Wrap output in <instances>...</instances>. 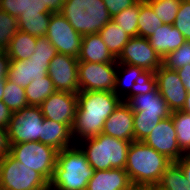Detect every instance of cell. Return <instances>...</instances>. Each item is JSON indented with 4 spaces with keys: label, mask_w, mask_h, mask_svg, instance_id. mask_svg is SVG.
<instances>
[{
    "label": "cell",
    "mask_w": 190,
    "mask_h": 190,
    "mask_svg": "<svg viewBox=\"0 0 190 190\" xmlns=\"http://www.w3.org/2000/svg\"><path fill=\"white\" fill-rule=\"evenodd\" d=\"M79 62L118 63L108 50L99 33L84 35L78 57Z\"/></svg>",
    "instance_id": "cell-20"
},
{
    "label": "cell",
    "mask_w": 190,
    "mask_h": 190,
    "mask_svg": "<svg viewBox=\"0 0 190 190\" xmlns=\"http://www.w3.org/2000/svg\"><path fill=\"white\" fill-rule=\"evenodd\" d=\"M143 142L172 162H177L185 154L177 142L171 116L161 120Z\"/></svg>",
    "instance_id": "cell-13"
},
{
    "label": "cell",
    "mask_w": 190,
    "mask_h": 190,
    "mask_svg": "<svg viewBox=\"0 0 190 190\" xmlns=\"http://www.w3.org/2000/svg\"><path fill=\"white\" fill-rule=\"evenodd\" d=\"M35 48L30 60L51 61L57 54L56 48L46 37L37 38Z\"/></svg>",
    "instance_id": "cell-39"
},
{
    "label": "cell",
    "mask_w": 190,
    "mask_h": 190,
    "mask_svg": "<svg viewBox=\"0 0 190 190\" xmlns=\"http://www.w3.org/2000/svg\"><path fill=\"white\" fill-rule=\"evenodd\" d=\"M162 24V21L154 13L151 6L145 0H140L138 36L148 39Z\"/></svg>",
    "instance_id": "cell-29"
},
{
    "label": "cell",
    "mask_w": 190,
    "mask_h": 190,
    "mask_svg": "<svg viewBox=\"0 0 190 190\" xmlns=\"http://www.w3.org/2000/svg\"><path fill=\"white\" fill-rule=\"evenodd\" d=\"M182 111L190 114V92L187 94L186 101L182 108Z\"/></svg>",
    "instance_id": "cell-49"
},
{
    "label": "cell",
    "mask_w": 190,
    "mask_h": 190,
    "mask_svg": "<svg viewBox=\"0 0 190 190\" xmlns=\"http://www.w3.org/2000/svg\"><path fill=\"white\" fill-rule=\"evenodd\" d=\"M111 17L135 5L139 0H103Z\"/></svg>",
    "instance_id": "cell-40"
},
{
    "label": "cell",
    "mask_w": 190,
    "mask_h": 190,
    "mask_svg": "<svg viewBox=\"0 0 190 190\" xmlns=\"http://www.w3.org/2000/svg\"><path fill=\"white\" fill-rule=\"evenodd\" d=\"M155 76L158 92L166 101L169 110L171 112L182 110L188 92L177 71L162 65L155 71Z\"/></svg>",
    "instance_id": "cell-15"
},
{
    "label": "cell",
    "mask_w": 190,
    "mask_h": 190,
    "mask_svg": "<svg viewBox=\"0 0 190 190\" xmlns=\"http://www.w3.org/2000/svg\"><path fill=\"white\" fill-rule=\"evenodd\" d=\"M173 125L176 130L177 142L186 154L190 150V114L179 110L171 112Z\"/></svg>",
    "instance_id": "cell-30"
},
{
    "label": "cell",
    "mask_w": 190,
    "mask_h": 190,
    "mask_svg": "<svg viewBox=\"0 0 190 190\" xmlns=\"http://www.w3.org/2000/svg\"><path fill=\"white\" fill-rule=\"evenodd\" d=\"M52 188L50 187V186H48L46 189H44V190H51Z\"/></svg>",
    "instance_id": "cell-51"
},
{
    "label": "cell",
    "mask_w": 190,
    "mask_h": 190,
    "mask_svg": "<svg viewBox=\"0 0 190 190\" xmlns=\"http://www.w3.org/2000/svg\"><path fill=\"white\" fill-rule=\"evenodd\" d=\"M118 61V66L129 64L153 72L162 66V59L150 45L149 40L140 36L130 38L117 58Z\"/></svg>",
    "instance_id": "cell-11"
},
{
    "label": "cell",
    "mask_w": 190,
    "mask_h": 190,
    "mask_svg": "<svg viewBox=\"0 0 190 190\" xmlns=\"http://www.w3.org/2000/svg\"><path fill=\"white\" fill-rule=\"evenodd\" d=\"M156 86L155 72L144 70L143 73L135 81V84L132 87V93L129 95V97L126 98V101L128 98H132L138 94L148 93L149 91H152Z\"/></svg>",
    "instance_id": "cell-38"
},
{
    "label": "cell",
    "mask_w": 190,
    "mask_h": 190,
    "mask_svg": "<svg viewBox=\"0 0 190 190\" xmlns=\"http://www.w3.org/2000/svg\"><path fill=\"white\" fill-rule=\"evenodd\" d=\"M57 153L54 147L42 142H21L13 144L10 156L17 162L38 172L50 183L57 163Z\"/></svg>",
    "instance_id": "cell-6"
},
{
    "label": "cell",
    "mask_w": 190,
    "mask_h": 190,
    "mask_svg": "<svg viewBox=\"0 0 190 190\" xmlns=\"http://www.w3.org/2000/svg\"><path fill=\"white\" fill-rule=\"evenodd\" d=\"M163 24L172 25L176 19L181 0H145Z\"/></svg>",
    "instance_id": "cell-33"
},
{
    "label": "cell",
    "mask_w": 190,
    "mask_h": 190,
    "mask_svg": "<svg viewBox=\"0 0 190 190\" xmlns=\"http://www.w3.org/2000/svg\"><path fill=\"white\" fill-rule=\"evenodd\" d=\"M54 92H56V89L49 75L32 80L25 88L26 100L29 106H40Z\"/></svg>",
    "instance_id": "cell-26"
},
{
    "label": "cell",
    "mask_w": 190,
    "mask_h": 190,
    "mask_svg": "<svg viewBox=\"0 0 190 190\" xmlns=\"http://www.w3.org/2000/svg\"><path fill=\"white\" fill-rule=\"evenodd\" d=\"M78 58L57 53L50 61L48 75L56 91L79 93Z\"/></svg>",
    "instance_id": "cell-12"
},
{
    "label": "cell",
    "mask_w": 190,
    "mask_h": 190,
    "mask_svg": "<svg viewBox=\"0 0 190 190\" xmlns=\"http://www.w3.org/2000/svg\"><path fill=\"white\" fill-rule=\"evenodd\" d=\"M73 138L71 128L67 124L58 123L44 118L40 142L61 151L70 147Z\"/></svg>",
    "instance_id": "cell-22"
},
{
    "label": "cell",
    "mask_w": 190,
    "mask_h": 190,
    "mask_svg": "<svg viewBox=\"0 0 190 190\" xmlns=\"http://www.w3.org/2000/svg\"><path fill=\"white\" fill-rule=\"evenodd\" d=\"M49 183L10 155L0 161V190H44Z\"/></svg>",
    "instance_id": "cell-7"
},
{
    "label": "cell",
    "mask_w": 190,
    "mask_h": 190,
    "mask_svg": "<svg viewBox=\"0 0 190 190\" xmlns=\"http://www.w3.org/2000/svg\"><path fill=\"white\" fill-rule=\"evenodd\" d=\"M190 64V41H186L177 50L171 51L162 60V65L168 69L179 70Z\"/></svg>",
    "instance_id": "cell-35"
},
{
    "label": "cell",
    "mask_w": 190,
    "mask_h": 190,
    "mask_svg": "<svg viewBox=\"0 0 190 190\" xmlns=\"http://www.w3.org/2000/svg\"><path fill=\"white\" fill-rule=\"evenodd\" d=\"M171 163L166 156L143 141H132L124 169L132 184L156 186Z\"/></svg>",
    "instance_id": "cell-2"
},
{
    "label": "cell",
    "mask_w": 190,
    "mask_h": 190,
    "mask_svg": "<svg viewBox=\"0 0 190 190\" xmlns=\"http://www.w3.org/2000/svg\"><path fill=\"white\" fill-rule=\"evenodd\" d=\"M2 101L12 113L21 111L29 106L26 100L25 88L16 85L7 78L5 80V90Z\"/></svg>",
    "instance_id": "cell-32"
},
{
    "label": "cell",
    "mask_w": 190,
    "mask_h": 190,
    "mask_svg": "<svg viewBox=\"0 0 190 190\" xmlns=\"http://www.w3.org/2000/svg\"><path fill=\"white\" fill-rule=\"evenodd\" d=\"M151 190H158L156 186H151Z\"/></svg>",
    "instance_id": "cell-50"
},
{
    "label": "cell",
    "mask_w": 190,
    "mask_h": 190,
    "mask_svg": "<svg viewBox=\"0 0 190 190\" xmlns=\"http://www.w3.org/2000/svg\"><path fill=\"white\" fill-rule=\"evenodd\" d=\"M18 30L17 18L0 10V47L3 50L9 47L10 41Z\"/></svg>",
    "instance_id": "cell-36"
},
{
    "label": "cell",
    "mask_w": 190,
    "mask_h": 190,
    "mask_svg": "<svg viewBox=\"0 0 190 190\" xmlns=\"http://www.w3.org/2000/svg\"><path fill=\"white\" fill-rule=\"evenodd\" d=\"M52 13H22L18 29L37 38L45 37Z\"/></svg>",
    "instance_id": "cell-25"
},
{
    "label": "cell",
    "mask_w": 190,
    "mask_h": 190,
    "mask_svg": "<svg viewBox=\"0 0 190 190\" xmlns=\"http://www.w3.org/2000/svg\"><path fill=\"white\" fill-rule=\"evenodd\" d=\"M120 65L125 66V68H127V69H125V71H126L125 74L127 73L125 78L127 79L129 77V80H131V81H127V82L123 81V82H125V85L127 83L128 86H131V89H132V87L135 84V81L143 73L144 69L134 66V65H129V64H120Z\"/></svg>",
    "instance_id": "cell-43"
},
{
    "label": "cell",
    "mask_w": 190,
    "mask_h": 190,
    "mask_svg": "<svg viewBox=\"0 0 190 190\" xmlns=\"http://www.w3.org/2000/svg\"><path fill=\"white\" fill-rule=\"evenodd\" d=\"M118 63H78V84L80 91H107L114 92L123 82L117 75L113 66Z\"/></svg>",
    "instance_id": "cell-8"
},
{
    "label": "cell",
    "mask_w": 190,
    "mask_h": 190,
    "mask_svg": "<svg viewBox=\"0 0 190 190\" xmlns=\"http://www.w3.org/2000/svg\"><path fill=\"white\" fill-rule=\"evenodd\" d=\"M148 40L162 60L169 52L177 50L186 42L184 36L173 25L169 24L160 25Z\"/></svg>",
    "instance_id": "cell-21"
},
{
    "label": "cell",
    "mask_w": 190,
    "mask_h": 190,
    "mask_svg": "<svg viewBox=\"0 0 190 190\" xmlns=\"http://www.w3.org/2000/svg\"><path fill=\"white\" fill-rule=\"evenodd\" d=\"M11 147L8 129L0 126V161L10 154Z\"/></svg>",
    "instance_id": "cell-42"
},
{
    "label": "cell",
    "mask_w": 190,
    "mask_h": 190,
    "mask_svg": "<svg viewBox=\"0 0 190 190\" xmlns=\"http://www.w3.org/2000/svg\"><path fill=\"white\" fill-rule=\"evenodd\" d=\"M185 38L190 41V0H181V4L172 24Z\"/></svg>",
    "instance_id": "cell-37"
},
{
    "label": "cell",
    "mask_w": 190,
    "mask_h": 190,
    "mask_svg": "<svg viewBox=\"0 0 190 190\" xmlns=\"http://www.w3.org/2000/svg\"><path fill=\"white\" fill-rule=\"evenodd\" d=\"M10 61L11 60L7 55L6 50H3L0 53V100L3 99L4 90H5V80L7 77Z\"/></svg>",
    "instance_id": "cell-41"
},
{
    "label": "cell",
    "mask_w": 190,
    "mask_h": 190,
    "mask_svg": "<svg viewBox=\"0 0 190 190\" xmlns=\"http://www.w3.org/2000/svg\"><path fill=\"white\" fill-rule=\"evenodd\" d=\"M11 116L12 112L9 110L7 105L0 100V126L8 129Z\"/></svg>",
    "instance_id": "cell-44"
},
{
    "label": "cell",
    "mask_w": 190,
    "mask_h": 190,
    "mask_svg": "<svg viewBox=\"0 0 190 190\" xmlns=\"http://www.w3.org/2000/svg\"><path fill=\"white\" fill-rule=\"evenodd\" d=\"M49 64L50 61L11 60L6 78L16 85L26 88L32 80L48 75Z\"/></svg>",
    "instance_id": "cell-17"
},
{
    "label": "cell",
    "mask_w": 190,
    "mask_h": 190,
    "mask_svg": "<svg viewBox=\"0 0 190 190\" xmlns=\"http://www.w3.org/2000/svg\"><path fill=\"white\" fill-rule=\"evenodd\" d=\"M0 10L16 18L22 13H51L40 0H0Z\"/></svg>",
    "instance_id": "cell-27"
},
{
    "label": "cell",
    "mask_w": 190,
    "mask_h": 190,
    "mask_svg": "<svg viewBox=\"0 0 190 190\" xmlns=\"http://www.w3.org/2000/svg\"><path fill=\"white\" fill-rule=\"evenodd\" d=\"M51 13H60L65 0H40Z\"/></svg>",
    "instance_id": "cell-46"
},
{
    "label": "cell",
    "mask_w": 190,
    "mask_h": 190,
    "mask_svg": "<svg viewBox=\"0 0 190 190\" xmlns=\"http://www.w3.org/2000/svg\"><path fill=\"white\" fill-rule=\"evenodd\" d=\"M60 13L82 36L99 33L112 19L103 0H65Z\"/></svg>",
    "instance_id": "cell-4"
},
{
    "label": "cell",
    "mask_w": 190,
    "mask_h": 190,
    "mask_svg": "<svg viewBox=\"0 0 190 190\" xmlns=\"http://www.w3.org/2000/svg\"><path fill=\"white\" fill-rule=\"evenodd\" d=\"M37 37L18 30L6 49L10 60L30 59L35 51Z\"/></svg>",
    "instance_id": "cell-23"
},
{
    "label": "cell",
    "mask_w": 190,
    "mask_h": 190,
    "mask_svg": "<svg viewBox=\"0 0 190 190\" xmlns=\"http://www.w3.org/2000/svg\"><path fill=\"white\" fill-rule=\"evenodd\" d=\"M131 185L125 169L95 170L87 190H128Z\"/></svg>",
    "instance_id": "cell-18"
},
{
    "label": "cell",
    "mask_w": 190,
    "mask_h": 190,
    "mask_svg": "<svg viewBox=\"0 0 190 190\" xmlns=\"http://www.w3.org/2000/svg\"><path fill=\"white\" fill-rule=\"evenodd\" d=\"M140 13V0L133 6L128 7L112 17L125 33L131 37L138 36V17Z\"/></svg>",
    "instance_id": "cell-31"
},
{
    "label": "cell",
    "mask_w": 190,
    "mask_h": 190,
    "mask_svg": "<svg viewBox=\"0 0 190 190\" xmlns=\"http://www.w3.org/2000/svg\"><path fill=\"white\" fill-rule=\"evenodd\" d=\"M93 172L82 148H65L57 153V163L49 186L56 190H87Z\"/></svg>",
    "instance_id": "cell-3"
},
{
    "label": "cell",
    "mask_w": 190,
    "mask_h": 190,
    "mask_svg": "<svg viewBox=\"0 0 190 190\" xmlns=\"http://www.w3.org/2000/svg\"><path fill=\"white\" fill-rule=\"evenodd\" d=\"M77 97L78 106L71 133L85 139L102 133L105 120L122 101L114 92L107 91H80Z\"/></svg>",
    "instance_id": "cell-1"
},
{
    "label": "cell",
    "mask_w": 190,
    "mask_h": 190,
    "mask_svg": "<svg viewBox=\"0 0 190 190\" xmlns=\"http://www.w3.org/2000/svg\"><path fill=\"white\" fill-rule=\"evenodd\" d=\"M179 78L183 82L184 87L186 88L187 92H190V64L183 66L181 69L176 70Z\"/></svg>",
    "instance_id": "cell-47"
},
{
    "label": "cell",
    "mask_w": 190,
    "mask_h": 190,
    "mask_svg": "<svg viewBox=\"0 0 190 190\" xmlns=\"http://www.w3.org/2000/svg\"><path fill=\"white\" fill-rule=\"evenodd\" d=\"M103 42L108 50L117 59L122 52L123 47L130 40L131 36L124 32L118 24L111 19L100 31Z\"/></svg>",
    "instance_id": "cell-24"
},
{
    "label": "cell",
    "mask_w": 190,
    "mask_h": 190,
    "mask_svg": "<svg viewBox=\"0 0 190 190\" xmlns=\"http://www.w3.org/2000/svg\"><path fill=\"white\" fill-rule=\"evenodd\" d=\"M103 134L126 141H134L133 111L121 101L114 112L105 120Z\"/></svg>",
    "instance_id": "cell-16"
},
{
    "label": "cell",
    "mask_w": 190,
    "mask_h": 190,
    "mask_svg": "<svg viewBox=\"0 0 190 190\" xmlns=\"http://www.w3.org/2000/svg\"><path fill=\"white\" fill-rule=\"evenodd\" d=\"M128 190H151V185H136L132 184Z\"/></svg>",
    "instance_id": "cell-48"
},
{
    "label": "cell",
    "mask_w": 190,
    "mask_h": 190,
    "mask_svg": "<svg viewBox=\"0 0 190 190\" xmlns=\"http://www.w3.org/2000/svg\"><path fill=\"white\" fill-rule=\"evenodd\" d=\"M133 113H151L158 114L162 119L171 115L166 101L158 92L157 86L148 93L138 94L125 101Z\"/></svg>",
    "instance_id": "cell-19"
},
{
    "label": "cell",
    "mask_w": 190,
    "mask_h": 190,
    "mask_svg": "<svg viewBox=\"0 0 190 190\" xmlns=\"http://www.w3.org/2000/svg\"><path fill=\"white\" fill-rule=\"evenodd\" d=\"M87 150L82 149L91 167L95 170L124 169L130 141L120 140L103 133L85 139Z\"/></svg>",
    "instance_id": "cell-5"
},
{
    "label": "cell",
    "mask_w": 190,
    "mask_h": 190,
    "mask_svg": "<svg viewBox=\"0 0 190 190\" xmlns=\"http://www.w3.org/2000/svg\"><path fill=\"white\" fill-rule=\"evenodd\" d=\"M134 116V141H143L163 120L158 114L133 113Z\"/></svg>",
    "instance_id": "cell-34"
},
{
    "label": "cell",
    "mask_w": 190,
    "mask_h": 190,
    "mask_svg": "<svg viewBox=\"0 0 190 190\" xmlns=\"http://www.w3.org/2000/svg\"><path fill=\"white\" fill-rule=\"evenodd\" d=\"M158 190H190L181 167L172 162L156 185Z\"/></svg>",
    "instance_id": "cell-28"
},
{
    "label": "cell",
    "mask_w": 190,
    "mask_h": 190,
    "mask_svg": "<svg viewBox=\"0 0 190 190\" xmlns=\"http://www.w3.org/2000/svg\"><path fill=\"white\" fill-rule=\"evenodd\" d=\"M176 163L181 167L190 187V156L186 153Z\"/></svg>",
    "instance_id": "cell-45"
},
{
    "label": "cell",
    "mask_w": 190,
    "mask_h": 190,
    "mask_svg": "<svg viewBox=\"0 0 190 190\" xmlns=\"http://www.w3.org/2000/svg\"><path fill=\"white\" fill-rule=\"evenodd\" d=\"M45 37L57 53L79 57L83 36L75 31L61 13H52Z\"/></svg>",
    "instance_id": "cell-10"
},
{
    "label": "cell",
    "mask_w": 190,
    "mask_h": 190,
    "mask_svg": "<svg viewBox=\"0 0 190 190\" xmlns=\"http://www.w3.org/2000/svg\"><path fill=\"white\" fill-rule=\"evenodd\" d=\"M43 120L40 106H28L12 113L8 127L11 145L21 142H40Z\"/></svg>",
    "instance_id": "cell-9"
},
{
    "label": "cell",
    "mask_w": 190,
    "mask_h": 190,
    "mask_svg": "<svg viewBox=\"0 0 190 190\" xmlns=\"http://www.w3.org/2000/svg\"><path fill=\"white\" fill-rule=\"evenodd\" d=\"M77 106V94L61 91L54 92L40 105L44 118L67 124L70 128L74 122Z\"/></svg>",
    "instance_id": "cell-14"
}]
</instances>
